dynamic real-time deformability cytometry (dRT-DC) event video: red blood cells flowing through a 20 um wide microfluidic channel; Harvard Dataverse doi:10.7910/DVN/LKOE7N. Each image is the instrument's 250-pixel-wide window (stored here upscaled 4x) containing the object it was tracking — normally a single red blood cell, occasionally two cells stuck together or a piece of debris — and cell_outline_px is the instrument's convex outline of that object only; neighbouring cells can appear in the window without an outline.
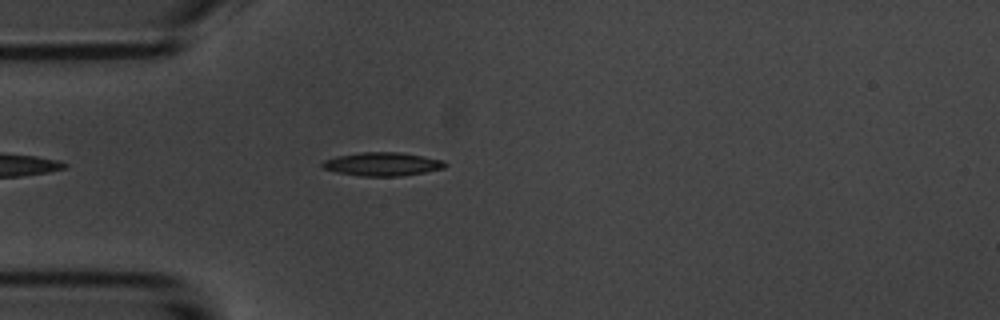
{"species": "common noctule bat (a hibernating species)", "species_latin": "Nyctalus noctula", "temperature_condition": "room temperature", "stored_images_in_passage": 13, "camera_frame_rate_fps": 3000, "um_per_image_px": 0.085, "animal": {"sex": "male", "body_mass_g": 20.1, "forearm_length_mm": 53.5}, "frame": {"image": 1, "passage_image": 3, "time_ms": 0.667, "image_size_px": [1000, 320], "cell_outline_px": [[448, 164], [444, 168], [424, 172], [400, 176], [360, 176], [336, 172], [324, 168], [320, 164], [324, 160], [336, 156], [360, 152], [400, 152], [424, 156], [444, 160]], "centroid_in_image_um": [32.51, 13.94], "position_along_channel_um": 52.5, "area_um2": 16.88}}